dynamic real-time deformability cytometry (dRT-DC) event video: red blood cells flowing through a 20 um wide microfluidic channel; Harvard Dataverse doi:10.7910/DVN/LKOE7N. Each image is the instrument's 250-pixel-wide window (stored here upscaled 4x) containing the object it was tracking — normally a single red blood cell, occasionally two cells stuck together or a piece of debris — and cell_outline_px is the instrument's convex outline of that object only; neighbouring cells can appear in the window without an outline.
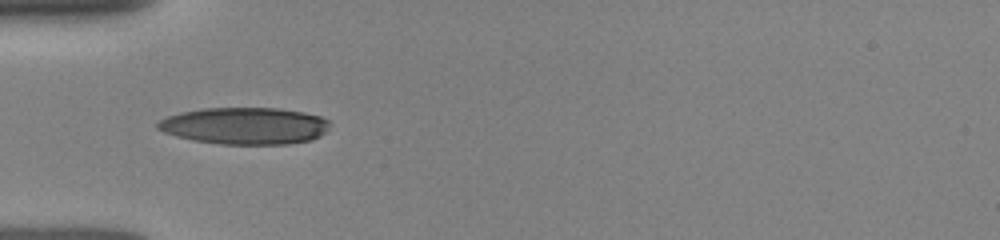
{"species": "human", "species_latin": "Homo sapiens", "temperature_condition": "room temperature", "stored_images_in_passage": 22, "camera_frame_rate_fps": 3000, "um_per_image_px": 0.085, "donor": {"sex": "female"}, "frame": {"image": 1, "passage_image": 8, "time_ms": 3.333, "image_size_px": [1000, 240], "cell_outline_px": [[328, 128], [320, 136], [312, 140], [288, 144], [220, 144], [192, 140], [176, 136], [164, 132], [156, 128], [156, 124], [160, 120], [168, 116], [180, 112], [200, 108], [280, 108], [304, 112], [320, 116], [328, 120]], "centroid_in_image_um": [20.79, 10.69], "position_along_channel_um": 64.2, "area_um2": 37.17}}
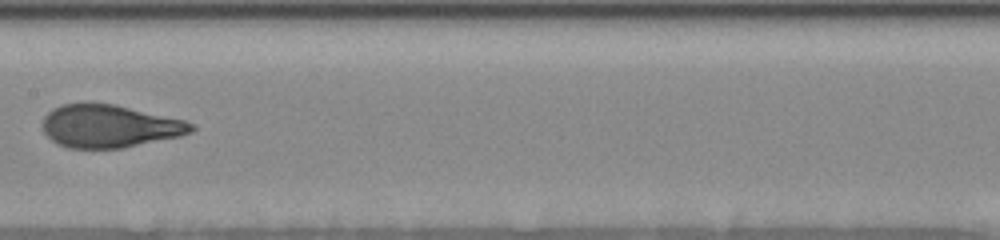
{"frame": {"image": 2, "passage_image": 13, "time_ms": 6.667, "image_size_px": [1000, 240], "cell_outline_px": [[196, 128], [192, 132], [180, 136], [120, 148], [68, 148], [56, 144], [44, 132], [40, 124], [44, 116], [52, 108], [64, 104], [84, 100], [112, 104], [184, 120], [196, 124]], "centroid_in_image_um": [9.24, 10.7], "position_along_channel_um": 198.2, "area_um2": 37.51}}
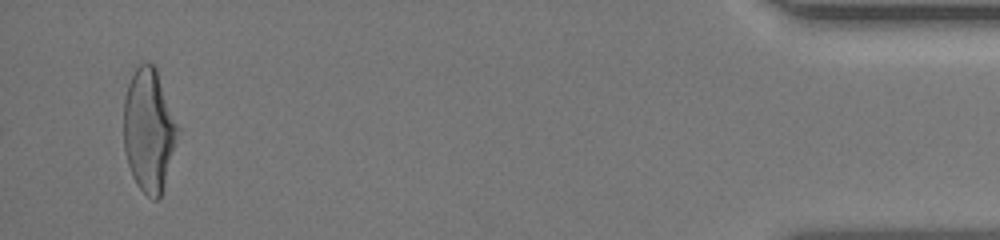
{"frame": {"image": 3, "passage_image": 22, "time_ms": 14.0, "image_size_px": [1000, 240], "cell_outline_px": [[176, 128], [172, 148], [160, 196], [156, 200], [152, 200], [136, 184], [132, 176], [128, 164], [124, 148], [124, 96], [128, 84], [136, 68], [140, 64], [152, 64], [156, 68], [176, 124]], "centroid_in_image_um": [12.57, 11.05], "position_along_channel_um": 422.6, "area_um2": 36.99}}